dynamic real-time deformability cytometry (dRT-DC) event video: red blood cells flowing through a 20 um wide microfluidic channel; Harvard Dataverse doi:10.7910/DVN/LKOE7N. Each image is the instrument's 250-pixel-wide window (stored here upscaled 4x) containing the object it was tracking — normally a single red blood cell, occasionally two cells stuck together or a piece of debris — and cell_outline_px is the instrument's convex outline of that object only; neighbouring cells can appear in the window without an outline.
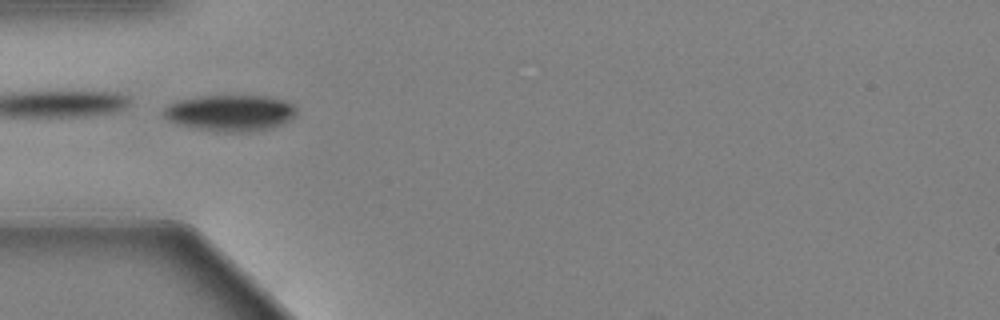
{"species": "Egyptian fruit bat (a non-hibernating species)", "species_latin": "Rousettus aegyptiacus", "temperature_condition": "warm", "stored_images_in_passage": 40, "camera_frame_rate_fps": 3000, "um_per_image_px": 0.085, "animal": {"sex": "female"}, "frame": {"image": 1, "passage_image": 1, "time_ms": 0.0, "image_size_px": [1000, 320], "cell_outline_px": [[296, 112], [288, 120], [272, 128], [240, 132], [236, 132], [204, 128], [180, 124], [164, 116], [164, 108], [168, 104], [176, 100], [200, 96], [268, 96], [284, 100], [292, 104], [296, 108]], "centroid_in_image_um": [19.6, 9.56], "position_along_channel_um": 65.4, "area_um2": 27.28}}
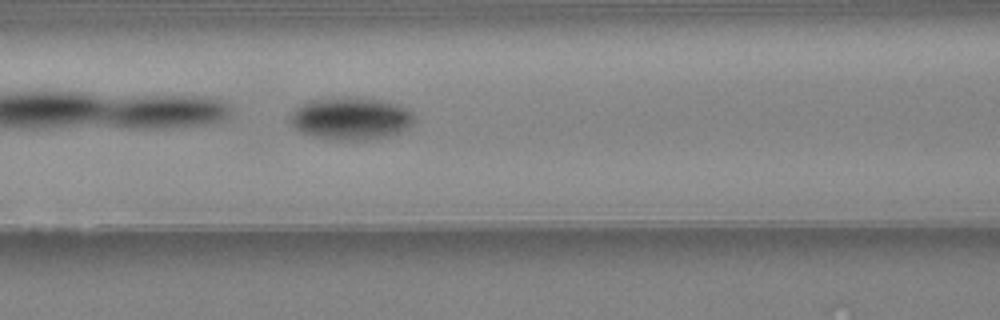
{"frame": {"image": 2, "passage_image": 7, "time_ms": 2.0, "image_size_px": [1000, 320], "cell_outline_px": [[416, 120], [408, 128], [400, 132], [388, 136], [356, 140], [340, 140], [316, 136], [300, 132], [292, 124], [292, 112], [296, 108], [312, 100], [360, 96], [380, 100], [396, 104], [412, 112], [416, 116]], "centroid_in_image_um": [29.88, 10.06], "position_along_channel_um": 136.7, "area_um2": 30.29}}
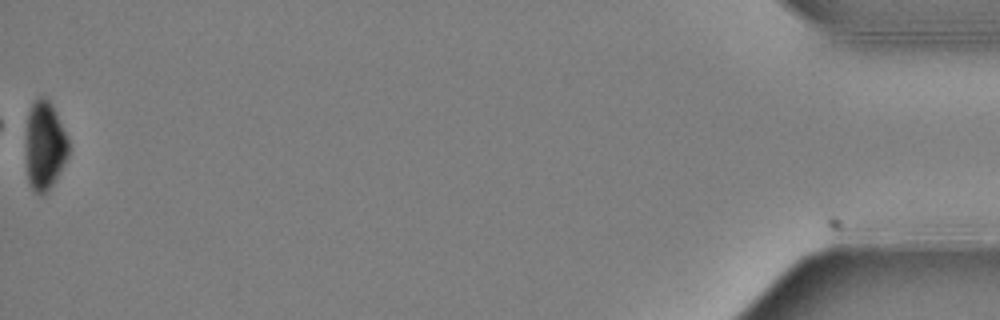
{"frame": {"image": 3, "passage_image": 40, "time_ms": 13.0, "image_size_px": [1000, 320], "cell_outline_px": [[68, 156], [52, 184], [44, 192], [36, 192], [32, 188], [28, 180], [28, 112], [32, 104], [40, 96], [44, 96], [48, 100], [56, 112], [68, 140]], "centroid_in_image_um": [3.83, 12.33], "position_along_channel_um": 431.4, "area_um2": 20.87}, "authors_computed_cell_mechanics": {"area_um2": 28.1486, "velocity_mm_per_s": 3.5811, "shape_relaxation_time_tau1_ms": 2.9559, "shape_relaxation_time_tau2_ms": null, "deformation_change_tau1": 0.1441, "deformation_change_tau2": null}}